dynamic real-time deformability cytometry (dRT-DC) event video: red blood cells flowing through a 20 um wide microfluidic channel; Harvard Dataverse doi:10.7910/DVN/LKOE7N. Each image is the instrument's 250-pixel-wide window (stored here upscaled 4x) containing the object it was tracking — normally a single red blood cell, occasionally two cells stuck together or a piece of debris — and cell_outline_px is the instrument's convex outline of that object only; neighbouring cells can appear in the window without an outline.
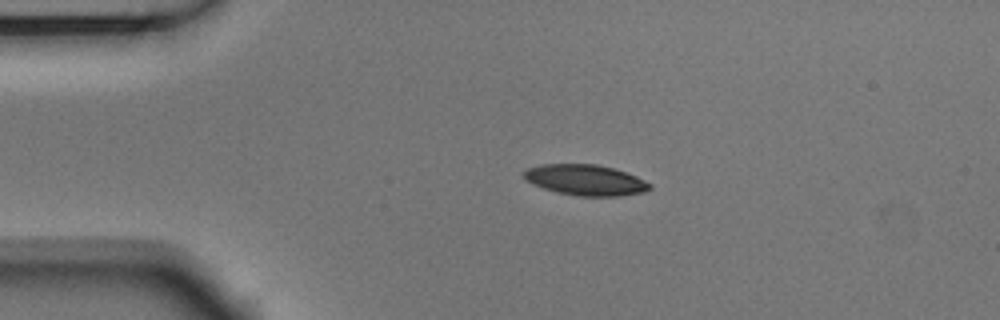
{"species": "Egyptian fruit bat (a non-hibernating species)", "species_latin": "Rousettus aegyptiacus", "temperature_condition": "room temperature", "stored_images_in_passage": 2, "camera_frame_rate_fps": 3000, "um_per_image_px": 0.085, "animal": {"sex": "male"}, "frame": {"image": 1, "passage_image": 1, "time_ms": 0.0, "image_size_px": [1000, 320], "cell_outline_px": [[652, 188], [644, 192], [620, 196], [580, 196], [556, 192], [544, 188], [528, 180], [524, 176], [524, 172], [528, 168], [540, 164], [596, 164], [612, 168], [636, 176], [652, 184]], "centroid_in_image_um": [49.81, 15.3], "position_along_channel_um": 35.2, "area_um2": 22.31}}